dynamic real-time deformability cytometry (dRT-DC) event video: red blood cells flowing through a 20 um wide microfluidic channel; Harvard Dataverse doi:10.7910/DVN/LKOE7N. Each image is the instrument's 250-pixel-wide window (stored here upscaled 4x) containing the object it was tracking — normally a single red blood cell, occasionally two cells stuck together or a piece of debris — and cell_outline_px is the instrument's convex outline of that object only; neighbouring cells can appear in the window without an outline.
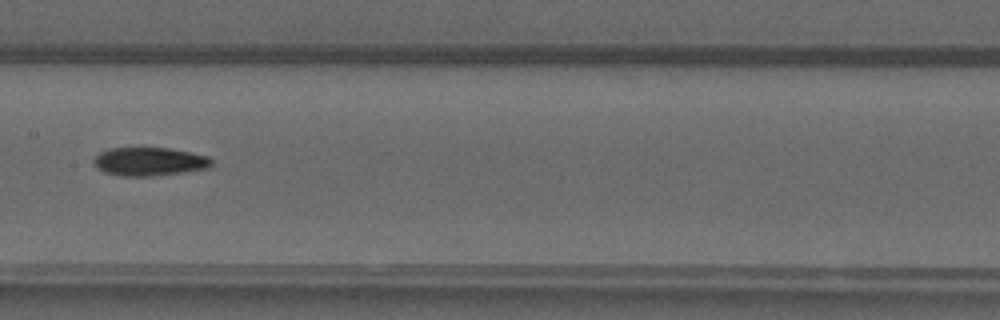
{"species": "common noctule bat (a hibernating species)", "species_latin": "Nyctalus noctula", "temperature_condition": "warm", "stored_images_in_passage": 41, "camera_frame_rate_fps": 3000, "um_per_image_px": 0.085, "animal": {"sex": "male", "forearm_length_mm": 52.5}, "frame": {"image": 1, "passage_image": 17, "time_ms": 5.333, "image_size_px": [1000, 320], "cell_outline_px": [[212, 168], [184, 172], [152, 176], [120, 176], [104, 172], [96, 168], [92, 160], [100, 152], [108, 148], [168, 148], [208, 156], [212, 160]], "centroid_in_image_um": [12.69, 13.74], "position_along_channel_um": 194.7, "area_um2": 19.65}}
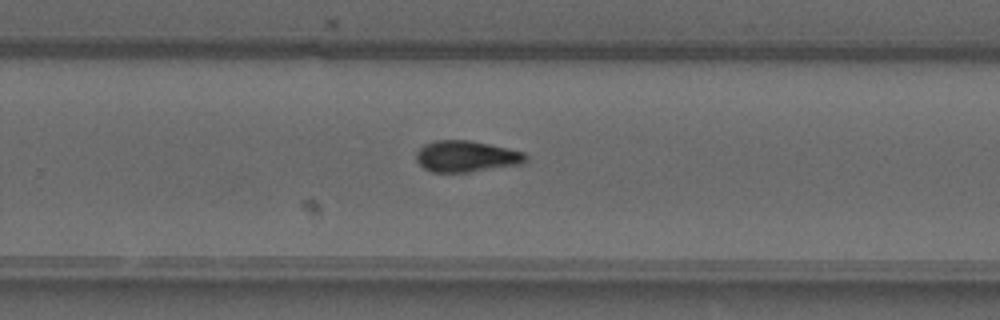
{"frame": {"image": 2, "passage_image": 24, "time_ms": 7.667, "image_size_px": [1000, 320], "cell_outline_px": [[528, 160], [524, 164], [468, 172], [432, 172], [424, 168], [416, 160], [416, 152], [424, 144], [436, 140], [468, 140], [508, 148], [524, 152], [528, 156]], "centroid_in_image_um": [39.66, 13.29], "position_along_channel_um": 290.1, "area_um2": 20.06}}
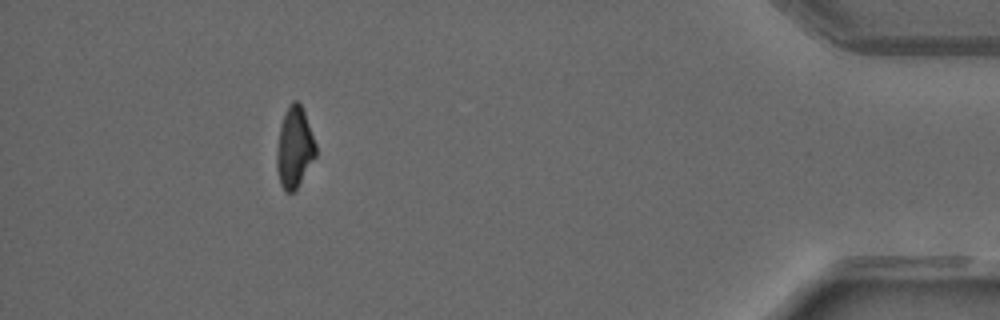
{"frame": {"image": 3, "passage_image": 37, "time_ms": 12.0, "image_size_px": [1000, 320], "cell_outline_px": [[316, 156], [296, 188], [292, 192], [284, 192], [280, 184], [276, 168], [276, 152], [280, 128], [284, 112], [288, 104], [292, 100], [296, 100], [300, 104], [304, 112], [316, 144]], "centroid_in_image_um": [25.01, 12.53], "position_along_channel_um": 410.2, "area_um2": 18.32}, "authors_computed_cell_mechanics": {"area_um2": 19.652, "velocity_mm_per_s": 4.1185, "shape_relaxation_time_tau1_ms": null, "shape_relaxation_time_tau2_ms": 3.5824, "deformation_change_tau1": null, "deformation_change_tau2": 0.1047}}